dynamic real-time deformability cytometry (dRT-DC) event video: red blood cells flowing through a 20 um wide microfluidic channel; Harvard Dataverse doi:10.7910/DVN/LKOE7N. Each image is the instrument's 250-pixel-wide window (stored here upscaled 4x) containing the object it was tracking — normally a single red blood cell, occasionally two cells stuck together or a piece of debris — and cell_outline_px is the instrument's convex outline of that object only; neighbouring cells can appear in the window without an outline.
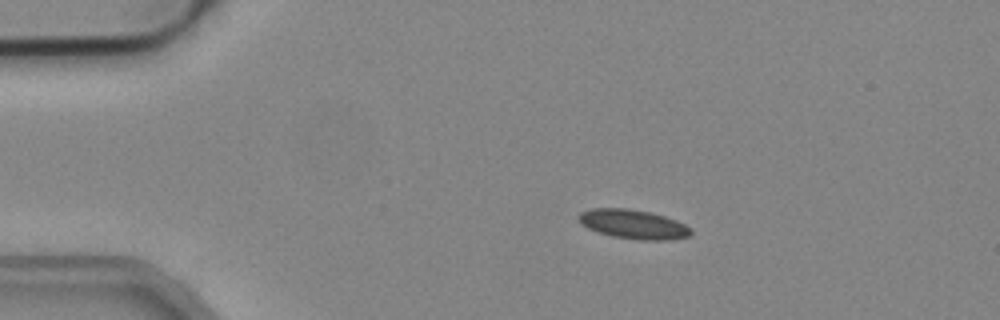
{"species": "common noctule bat (a hibernating species)", "species_latin": "Nyctalus noctula", "temperature_condition": "cold", "stored_images_in_passage": 43, "camera_frame_rate_fps": 3000, "um_per_image_px": 0.085, "animal": {"sex": "male", "body_mass_g": 19.2, "forearm_length_mm": 51.8}, "frame": {"image": 1, "passage_image": 1, "time_ms": 0.0, "image_size_px": [1000, 320], "cell_outline_px": [[692, 232], [688, 236], [668, 240], [636, 240], [612, 236], [588, 228], [580, 224], [576, 216], [580, 212], [592, 208], [628, 208], [652, 212], [676, 220], [692, 228]], "centroid_in_image_um": [53.81, 19.05], "position_along_channel_um": 31.2, "area_um2": 19.31}}
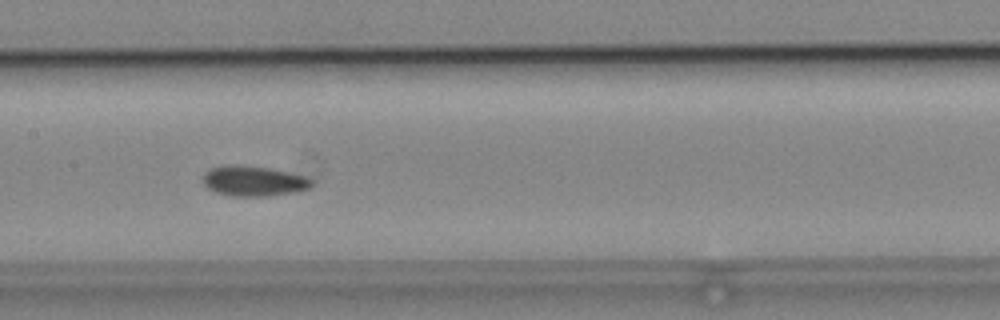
{"frame": {"image": 2, "passage_image": 17, "time_ms": 5.333, "image_size_px": [1000, 320], "cell_outline_px": [[312, 184], [308, 188], [292, 192], [268, 196], [232, 196], [216, 192], [208, 188], [204, 184], [204, 172], [208, 168], [220, 164], [236, 164], [272, 168], [304, 176], [312, 180]], "centroid_in_image_um": [21.49, 15.36], "position_along_channel_um": 185.9, "area_um2": 19.25}}
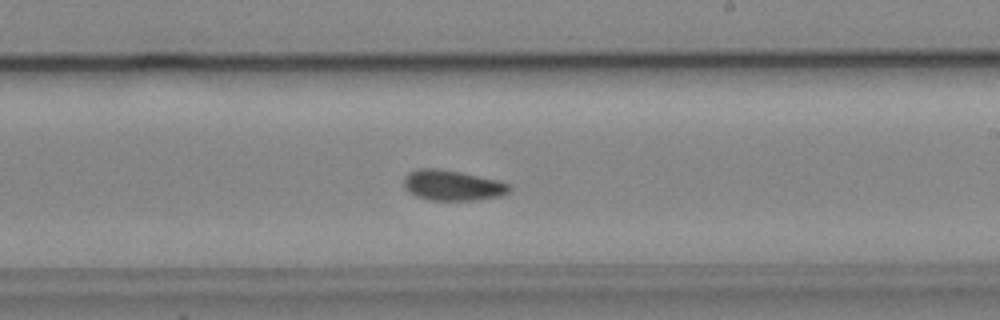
{"frame": {"image": 3, "passage_image": 22, "time_ms": 7.0, "image_size_px": [1000, 320], "cell_outline_px": [[512, 188], [508, 192], [500, 196], [476, 200], [428, 200], [416, 196], [408, 192], [404, 188], [404, 176], [408, 172], [416, 168], [440, 168], [500, 180], [508, 184]], "centroid_in_image_um": [38.43, 15.74], "position_along_channel_um": 250.6, "area_um2": 18.96}, "authors_computed_cell_mechanics": {"area_um2": 18.3226, "velocity_mm_per_s": 3.9015, "shape_relaxation_time_tau1_ms": null, "shape_relaxation_time_tau2_ms": 6.0143, "deformation_change_tau1": null, "deformation_change_tau2": 0.0881}}